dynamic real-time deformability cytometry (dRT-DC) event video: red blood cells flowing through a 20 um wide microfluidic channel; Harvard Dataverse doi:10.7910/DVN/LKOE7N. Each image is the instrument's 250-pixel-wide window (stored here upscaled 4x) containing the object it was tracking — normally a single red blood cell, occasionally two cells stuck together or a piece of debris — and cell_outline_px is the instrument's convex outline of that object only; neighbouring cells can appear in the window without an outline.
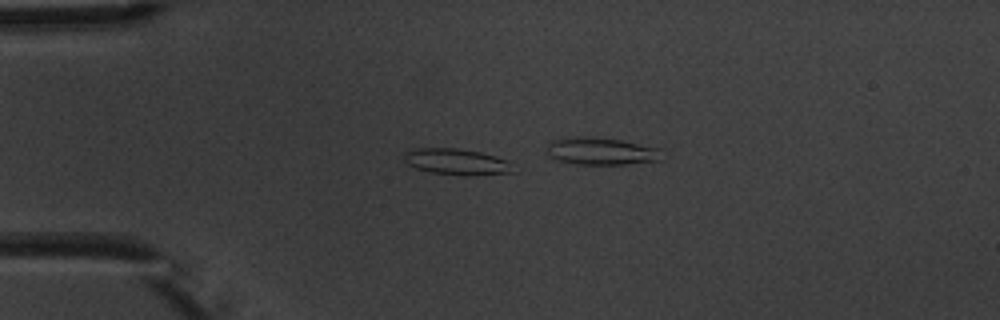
{"species": "common noctule bat (a hibernating species)", "species_latin": "Nyctalus noctula", "temperature_condition": "warm", "stored_images_in_passage": 9, "camera_frame_rate_fps": 3000, "um_per_image_px": 0.085, "animal": {"sex": "male", "body_mass_g": 20.1, "forearm_length_mm": 53.5}, "frame": {"image": 1, "passage_image": 2, "time_ms": 1.333, "image_size_px": [1000, 320], "cell_outline_px": [[516, 172], [464, 176], [432, 172], [416, 168], [408, 164], [404, 160], [404, 152], [412, 148], [456, 148], [480, 152], [496, 156], [504, 160]], "centroid_in_image_um": [38.76, 13.74], "position_along_channel_um": 46.2, "area_um2": 16.47}}
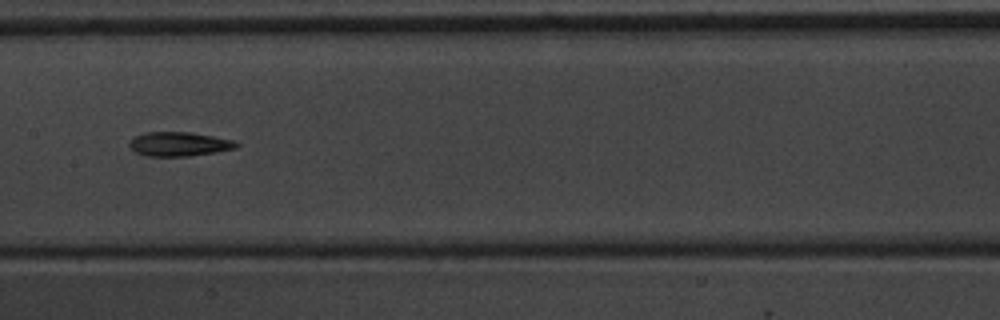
{"frame": {"image": 2, "passage_image": 6, "time_ms": 6.667, "image_size_px": [1000, 320], "cell_outline_px": [[240, 144], [236, 148], [216, 152], [188, 156], [144, 156], [136, 152], [128, 144], [136, 136], [144, 132], [188, 132], [236, 140]], "centroid_in_image_um": [15.25, 12.25], "position_along_channel_um": 192.1, "area_um2": 15.03}}
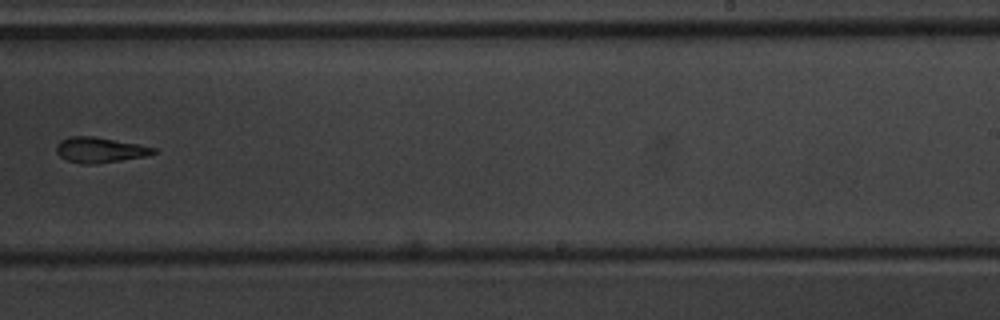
{"frame": {"image": 3, "passage_image": 8, "time_ms": 9.0, "image_size_px": [1000, 320], "cell_outline_px": [[160, 152], [144, 156], [96, 164], [80, 164], [68, 160], [60, 156], [56, 152], [56, 144], [60, 140], [68, 136], [92, 136], [136, 144], [156, 148]], "centroid_in_image_um": [8.45, 12.74], "position_along_channel_um": 280.5, "area_um2": 14.28}}